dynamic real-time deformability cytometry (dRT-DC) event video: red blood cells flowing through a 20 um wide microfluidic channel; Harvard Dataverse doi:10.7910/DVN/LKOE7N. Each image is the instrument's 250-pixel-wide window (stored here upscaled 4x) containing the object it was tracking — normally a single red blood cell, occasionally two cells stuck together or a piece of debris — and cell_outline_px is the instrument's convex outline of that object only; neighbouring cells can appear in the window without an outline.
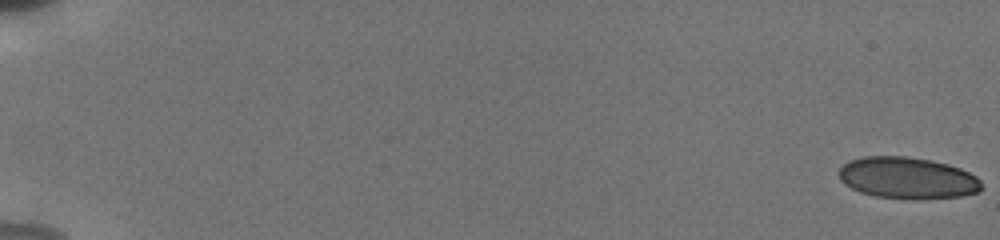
{"species": "human", "species_latin": "Homo sapiens", "temperature_condition": "cold", "stored_images_in_passage": 5, "camera_frame_rate_fps": 3000, "um_per_image_px": 0.085, "donor": {"sex": "male"}, "frame": {"image": 1, "passage_image": 1, "time_ms": 0.0, "image_size_px": [1000, 240], "cell_outline_px": [[980, 192], [960, 196], [916, 200], [912, 200], [876, 196], [860, 192], [844, 184], [840, 180], [840, 168], [848, 160], [864, 156], [908, 156], [948, 164], [960, 168], [976, 176], [980, 180]], "centroid_in_image_um": [77.12, 15.13], "position_along_channel_um": 7.9, "area_um2": 34.68}}